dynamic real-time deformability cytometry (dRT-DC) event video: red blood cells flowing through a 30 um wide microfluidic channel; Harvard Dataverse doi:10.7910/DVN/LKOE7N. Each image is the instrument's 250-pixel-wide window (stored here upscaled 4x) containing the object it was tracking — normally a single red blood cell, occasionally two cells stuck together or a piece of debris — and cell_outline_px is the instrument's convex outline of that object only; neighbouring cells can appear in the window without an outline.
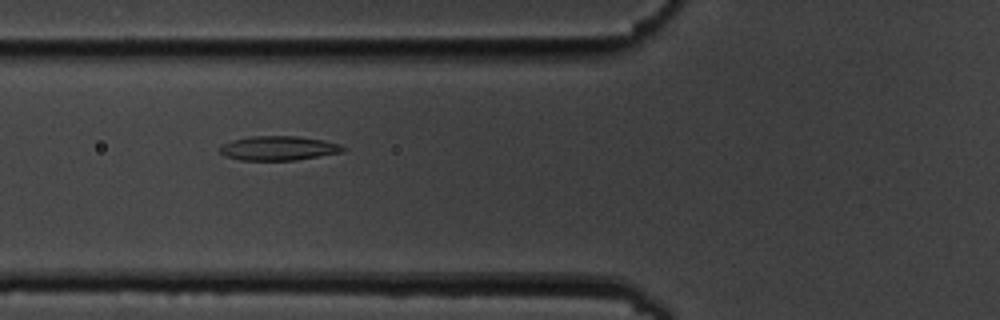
{"species": "common noctule bat (a hibernating species)", "species_latin": "Nyctalus noctula", "temperature_condition": "cold", "stored_images_in_passage": 9, "camera_frame_rate_fps": 3000, "um_per_image_px": 0.085, "animal": {"sex": "male", "body_mass_g": 19.5, "forearm_length_mm": 54.6}, "frame": {"image": 1, "passage_image": 7, "time_ms": 7.0, "image_size_px": [1000, 320], "cell_outline_px": [[348, 148], [344, 152], [296, 160], [240, 160], [224, 156], [220, 152], [220, 148], [224, 144], [232, 140], [252, 136], [296, 136], [324, 140], [340, 144]], "centroid_in_image_um": [23.72, 12.6], "position_along_channel_um": 102.1, "area_um2": 17.51}}
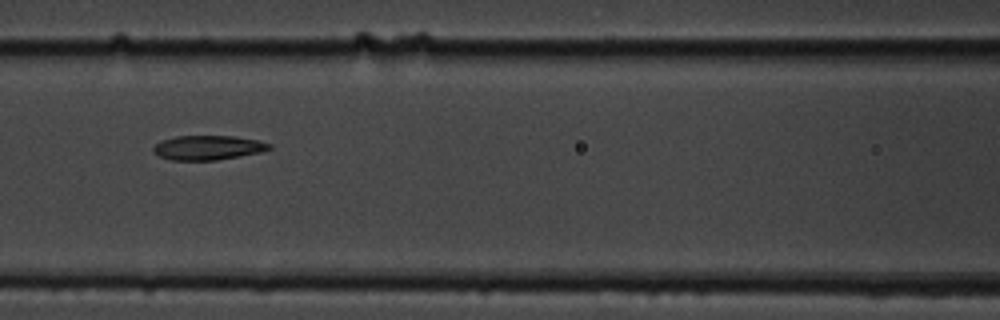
{"frame": {"image": 2, "passage_image": 8, "time_ms": 8.333, "image_size_px": [1000, 320], "cell_outline_px": [[272, 148], [260, 152], [240, 156], [216, 160], [172, 160], [160, 156], [152, 152], [152, 148], [160, 140], [176, 136], [236, 136], [260, 140], [272, 144]], "centroid_in_image_um": [17.69, 12.54], "position_along_channel_um": 148.9, "area_um2": 16.65}}
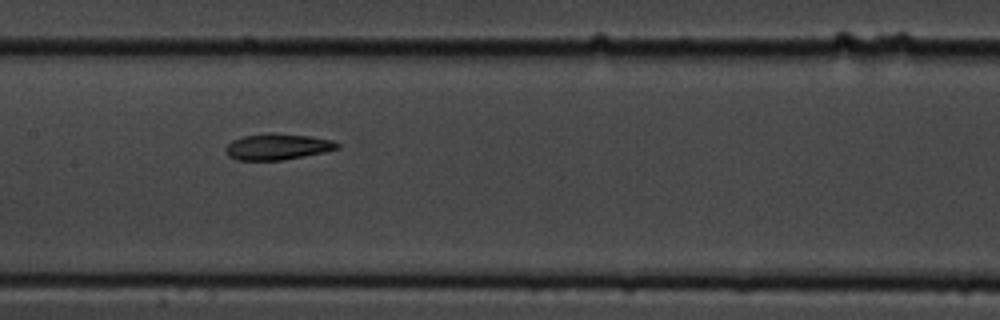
{"frame": {"image": 3, "passage_image": 9, "time_ms": 9.333, "image_size_px": [1000, 320], "cell_outline_px": [[340, 148], [324, 152], [284, 160], [236, 160], [228, 156], [224, 148], [232, 140], [244, 136], [264, 132], [272, 132], [312, 136], [332, 140], [340, 144]], "centroid_in_image_um": [23.58, 12.46], "position_along_channel_um": 183.8, "area_um2": 17.28}}